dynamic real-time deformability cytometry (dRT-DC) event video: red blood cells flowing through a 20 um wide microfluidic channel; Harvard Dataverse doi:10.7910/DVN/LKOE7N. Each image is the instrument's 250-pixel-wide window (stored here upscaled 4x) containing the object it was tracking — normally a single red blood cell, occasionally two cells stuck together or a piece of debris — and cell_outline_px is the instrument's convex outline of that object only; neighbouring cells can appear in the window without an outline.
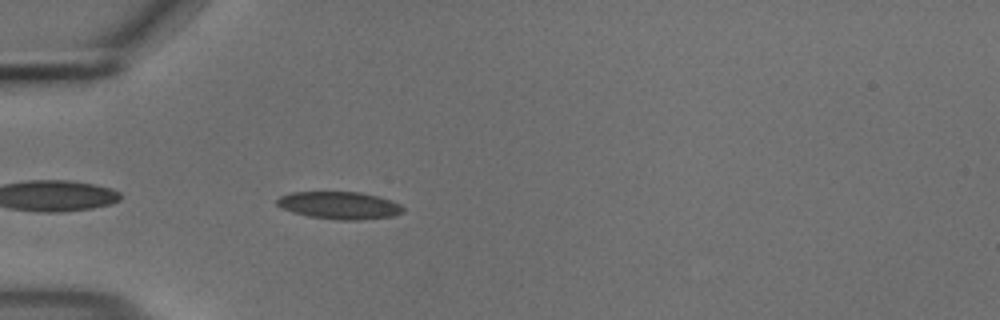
{"species": "common noctule bat (a hibernating species)", "species_latin": "Nyctalus noctula", "temperature_condition": "cold", "stored_images_in_passage": 41, "camera_frame_rate_fps": 3000, "um_per_image_px": 0.085, "animal": {"sex": "male", "body_mass_g": 18.8}, "frame": {"image": 1, "passage_image": 3, "time_ms": 0.667, "image_size_px": [1000, 320], "cell_outline_px": [[404, 212], [392, 216], [356, 220], [340, 220], [308, 216], [292, 212], [276, 204], [276, 200], [280, 196], [292, 192], [360, 192], [376, 196], [400, 204], [404, 208]], "centroid_in_image_um": [28.83, 17.45], "position_along_channel_um": 56.2, "area_um2": 19.94}}
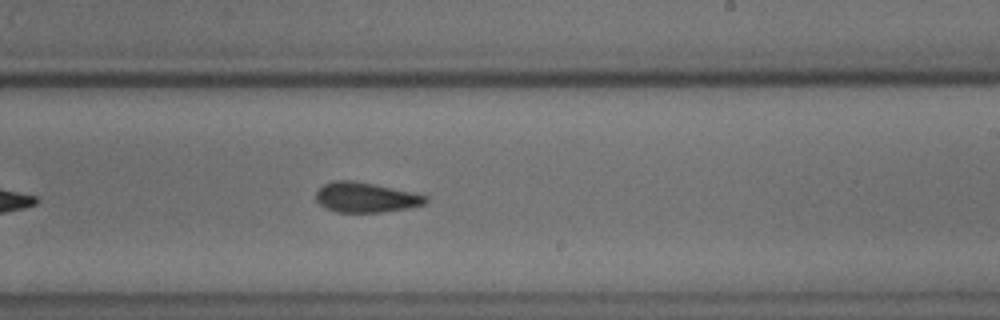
{"frame": {"image": 2, "passage_image": 20, "time_ms": 6.333, "image_size_px": [1000, 320], "cell_outline_px": [[428, 200], [424, 204], [408, 208], [380, 212], [336, 212], [324, 208], [316, 200], [316, 192], [324, 184], [332, 180], [352, 180], [412, 192], [428, 196]], "centroid_in_image_um": [31.06, 16.78], "position_along_channel_um": 257.9, "area_um2": 19.07}}
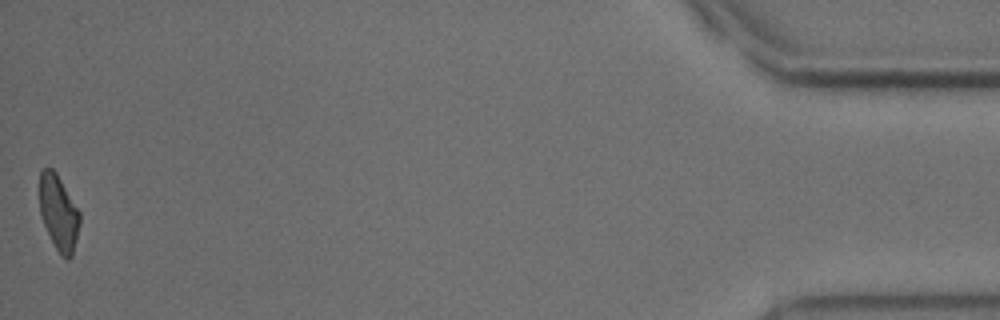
{"frame": {"image": 3, "passage_image": 41, "time_ms": 13.333, "image_size_px": [1000, 320], "cell_outline_px": [[80, 224], [72, 256], [68, 260], [64, 260], [60, 256], [40, 216], [40, 172], [44, 168], [52, 168], [56, 172], [80, 212]], "centroid_in_image_um": [4.99, 18.11], "position_along_channel_um": 430.2, "area_um2": 17.57}, "authors_computed_cell_mechanics": {"area_um2": 19.074, "velocity_mm_per_s": 3.7054, "shape_relaxation_time_tau1_ms": 5.5652, "shape_relaxation_time_tau2_ms": 2.8119, "deformation_change_tau1": 0.1175, "deformation_change_tau2": 0.0888}}